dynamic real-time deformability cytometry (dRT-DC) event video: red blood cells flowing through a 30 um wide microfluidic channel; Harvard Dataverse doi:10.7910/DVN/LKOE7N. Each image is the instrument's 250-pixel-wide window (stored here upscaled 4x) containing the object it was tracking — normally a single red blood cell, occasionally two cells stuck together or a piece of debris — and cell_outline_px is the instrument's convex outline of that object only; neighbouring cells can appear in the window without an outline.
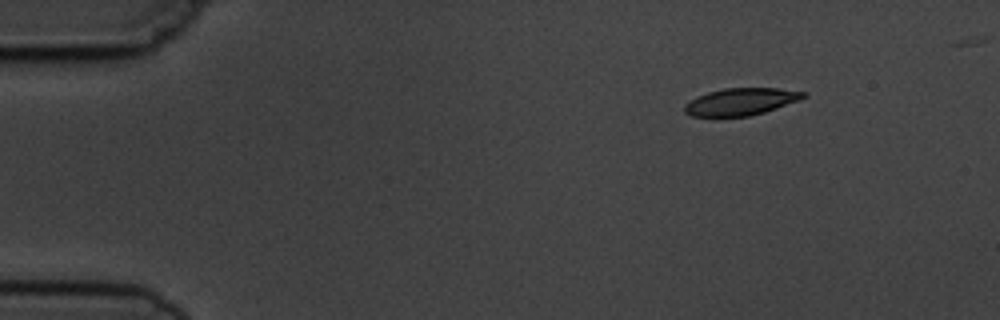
{"species": "common noctule bat (a hibernating species)", "species_latin": "Nyctalus noctula", "temperature_condition": "cold", "stored_images_in_passage": 7, "camera_frame_rate_fps": 3000, "um_per_image_px": 0.085, "animal": {"sex": "male", "body_mass_g": 19.5, "forearm_length_mm": 54.6}, "frame": {"image": 1, "passage_image": 1, "time_ms": 0.0, "image_size_px": [1000, 320], "cell_outline_px": [[808, 96], [800, 100], [764, 112], [748, 116], [716, 120], [692, 116], [684, 112], [684, 104], [696, 96], [708, 92], [724, 88], [776, 88], [808, 92]], "centroid_in_image_um": [62.91, 8.69], "position_along_channel_um": 22.1, "area_um2": 19.65}}
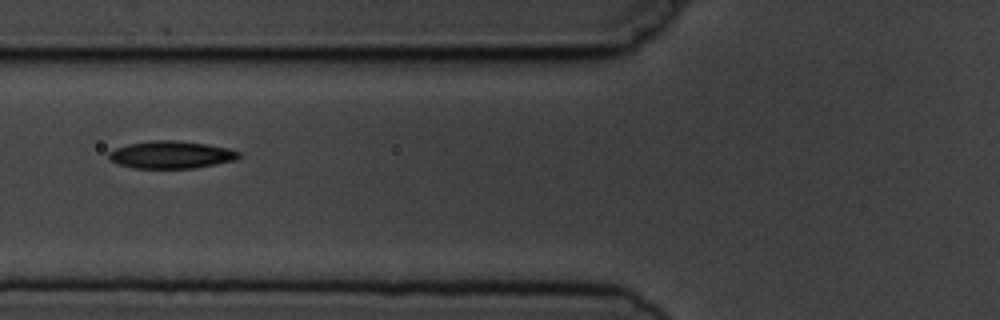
{"frame": {"image": 2, "passage_image": 5, "time_ms": 4.667, "image_size_px": [1000, 320], "cell_outline_px": [[240, 156], [236, 160], [196, 168], [132, 168], [116, 164], [108, 160], [108, 152], [116, 148], [128, 144], [152, 140], [176, 140], [208, 144], [228, 148], [240, 152]], "centroid_in_image_um": [14.52, 13.15], "position_along_channel_um": 111.3, "area_um2": 21.04}}
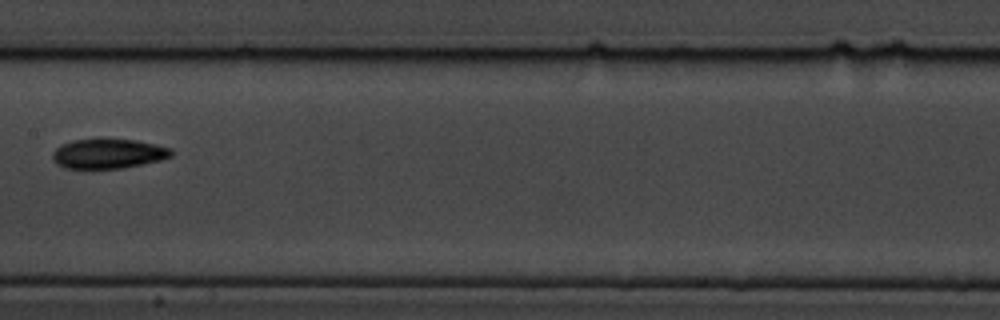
{"frame": {"image": 3, "passage_image": 7, "time_ms": 7.0, "image_size_px": [1000, 320], "cell_outline_px": [[172, 156], [160, 160], [120, 168], [64, 168], [56, 164], [52, 160], [52, 152], [56, 148], [72, 140], [100, 136], [136, 140], [156, 144], [172, 148]], "centroid_in_image_um": [9.17, 13.01], "position_along_channel_um": 198.2, "area_um2": 21.15}}